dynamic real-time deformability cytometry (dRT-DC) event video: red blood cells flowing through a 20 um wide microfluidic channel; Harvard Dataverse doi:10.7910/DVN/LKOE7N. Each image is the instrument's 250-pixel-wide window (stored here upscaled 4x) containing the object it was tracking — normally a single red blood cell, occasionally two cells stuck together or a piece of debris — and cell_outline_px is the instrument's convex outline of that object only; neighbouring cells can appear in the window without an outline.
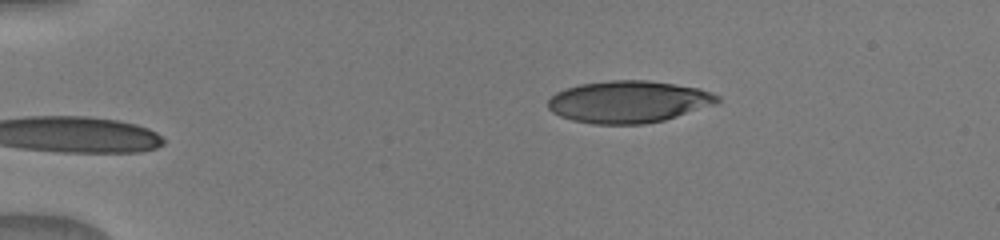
{"species": "human", "species_latin": "Homo sapiens", "temperature_condition": "warm", "stored_images_in_passage": 45, "camera_frame_rate_fps": 3000, "um_per_image_px": 0.085, "donor": {"sex": "male"}, "frame": {"image": 1, "passage_image": 1, "time_ms": 0.0, "image_size_px": [1000, 240], "cell_outline_px": [[720, 104], [664, 120], [644, 124], [592, 124], [572, 120], [560, 116], [552, 112], [548, 108], [548, 100], [556, 92], [564, 88], [580, 84], [608, 80], [648, 80], [676, 84], [700, 88], [712, 92], [720, 96]], "centroid_in_image_um": [53.47, 8.65], "position_along_channel_um": 31.5, "area_um2": 42.02}}
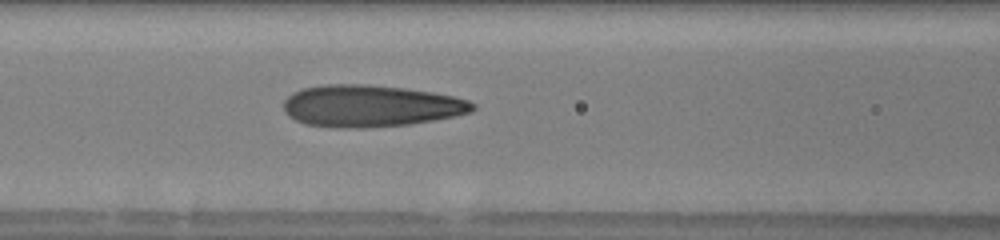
{"frame": {"image": 2, "passage_image": 17, "time_ms": 4.333, "image_size_px": [1000, 240], "cell_outline_px": [[476, 108], [472, 112], [456, 116], [408, 124], [364, 128], [336, 128], [304, 124], [288, 116], [284, 112], [284, 100], [292, 92], [304, 88], [324, 84], [368, 84], [404, 88], [432, 92], [452, 96], [468, 100], [476, 104]], "centroid_in_image_um": [31.48, 9.01], "position_along_channel_um": 135.1, "area_um2": 46.36}}
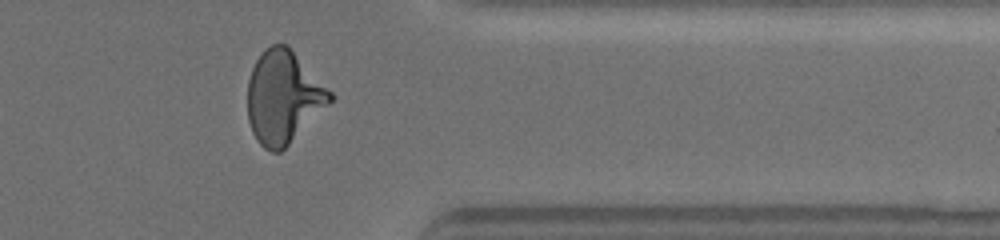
{"frame": {"image": 3, "passage_image": 36, "time_ms": 10.667, "image_size_px": [1000, 240], "cell_outline_px": [[336, 96], [280, 152], [272, 152], [264, 148], [256, 140], [252, 132], [248, 120], [248, 80], [252, 68], [256, 60], [264, 48], [272, 44], [288, 44]], "centroid_in_image_um": [24.07, 8.22], "position_along_channel_um": 387.3, "area_um2": 44.39}}